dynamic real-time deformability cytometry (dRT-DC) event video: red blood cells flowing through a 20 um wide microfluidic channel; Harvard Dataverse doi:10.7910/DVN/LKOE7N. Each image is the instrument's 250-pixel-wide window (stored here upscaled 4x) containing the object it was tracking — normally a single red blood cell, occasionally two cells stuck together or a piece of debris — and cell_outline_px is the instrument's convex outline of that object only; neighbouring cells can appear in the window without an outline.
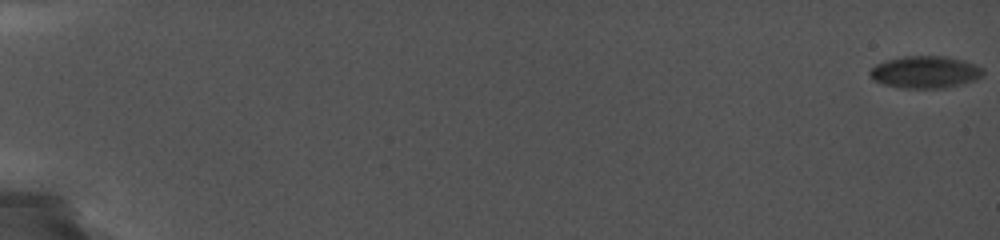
{"species": "common noctule bat (a hibernating species)", "species_latin": "Nyctalus noctula", "temperature_condition": "cold", "stored_images_in_passage": 93, "camera_frame_rate_fps": 5000, "um_per_image_px": 0.085, "animal": {"sex": "female", "body_mass_g": 19.0, "forearm_length_mm": 56.7}, "frame": {"image": 1, "passage_image": 1, "time_ms": 0.0, "image_size_px": [1000, 240], "cell_outline_px": [[984, 76], [976, 80], [944, 88], [904, 88], [884, 84], [872, 80], [868, 72], [876, 64], [884, 60], [900, 56], [948, 56], [964, 60], [976, 64], [984, 68]], "centroid_in_image_um": [78.66, 6.11], "position_along_channel_um": 6.3, "area_um2": 21.56}}
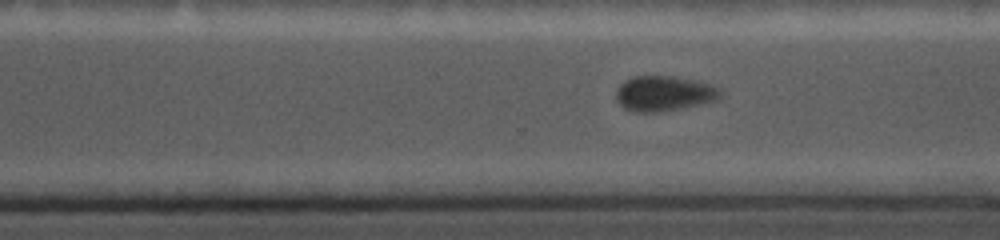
{"frame": {"image": 2, "passage_image": 76, "time_ms": 14.0, "image_size_px": [1000, 240], "cell_outline_px": [[724, 92], [716, 100], [700, 104], [660, 112], [636, 112], [624, 108], [616, 100], [616, 88], [624, 80], [632, 76], [672, 76], [712, 84], [720, 88]], "centroid_in_image_um": [56.43, 7.94], "position_along_channel_um": 314.2, "area_um2": 21.5}}
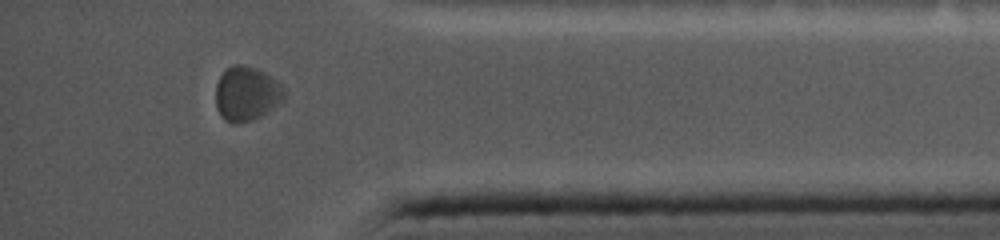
{"frame": {"image": 3, "passage_image": 93, "time_ms": 16.8, "image_size_px": [1000, 240], "cell_outline_px": [[284, 100], [260, 116], [252, 120], [240, 124], [232, 124], [224, 120], [220, 116], [216, 108], [216, 84], [220, 76], [232, 64], [244, 64], [256, 68], [264, 72], [280, 84], [284, 88]], "centroid_in_image_um": [20.93, 7.98], "position_along_channel_um": 414.3, "area_um2": 21.79}}